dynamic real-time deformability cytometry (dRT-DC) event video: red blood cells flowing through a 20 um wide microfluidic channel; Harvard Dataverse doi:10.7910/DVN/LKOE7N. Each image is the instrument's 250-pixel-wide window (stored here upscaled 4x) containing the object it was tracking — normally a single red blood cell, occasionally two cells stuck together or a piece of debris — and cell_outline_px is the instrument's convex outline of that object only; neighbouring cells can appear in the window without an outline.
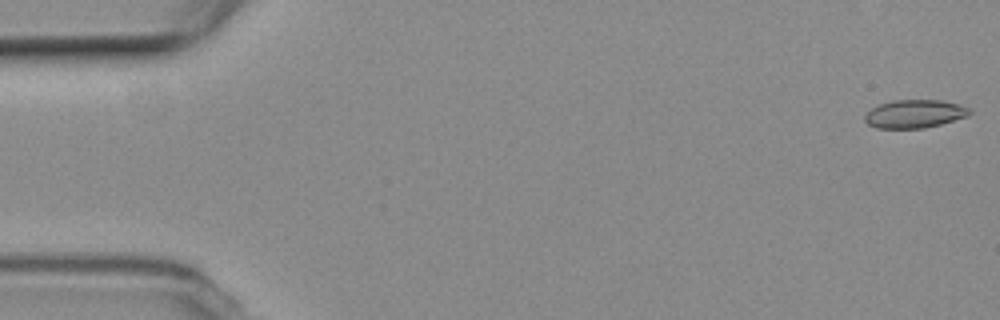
{"species": "common noctule bat (a hibernating species)", "species_latin": "Nyctalus noctula", "temperature_condition": "room temperature", "stored_images_in_passage": 58, "camera_frame_rate_fps": 3000, "um_per_image_px": 0.085, "animal": {"sex": "female", "body_mass_g": 19.3, "forearm_length_mm": 54.1}, "frame": {"image": 1, "passage_image": 1, "time_ms": 0.0, "image_size_px": [1000, 320], "cell_outline_px": [[972, 112], [968, 116], [940, 124], [924, 128], [876, 128], [868, 124], [864, 120], [864, 116], [872, 108], [880, 104], [892, 100], [944, 100], [972, 108]], "centroid_in_image_um": [77.77, 9.67], "position_along_channel_um": 7.2, "area_um2": 17.28}}
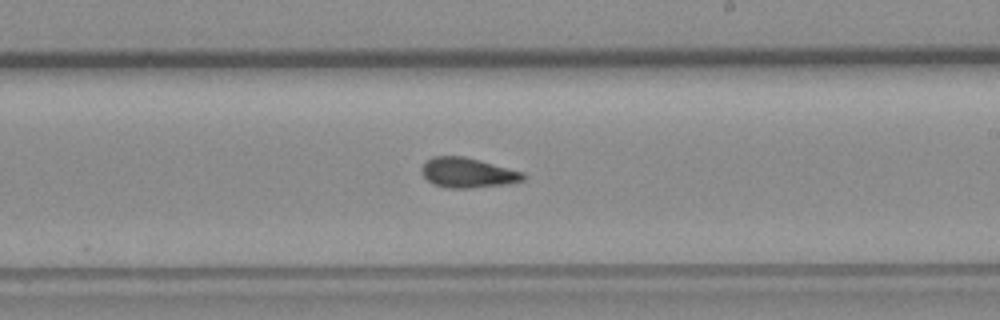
{"frame": {"image": 2, "passage_image": 34, "time_ms": 11.0, "image_size_px": [1000, 320], "cell_outline_px": [[528, 176], [524, 180], [508, 184], [472, 188], [448, 188], [432, 184], [420, 172], [420, 168], [432, 156], [464, 156], [480, 160], [524, 172]], "centroid_in_image_um": [39.77, 14.69], "position_along_channel_um": 249.2, "area_um2": 17.92}}
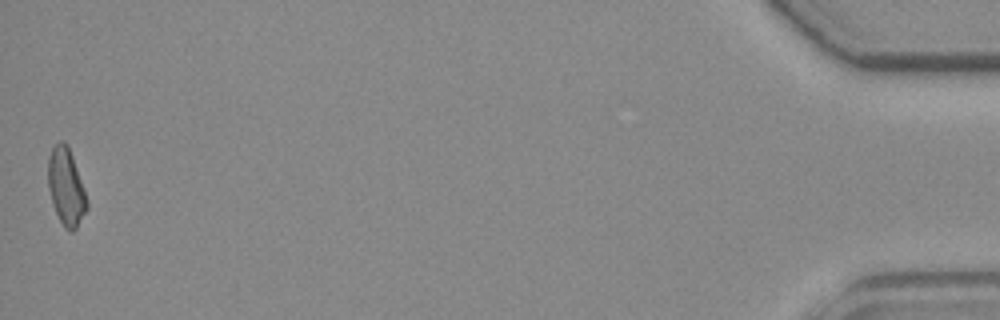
{"frame": {"image": 3, "passage_image": 58, "time_ms": 19.0, "image_size_px": [1000, 320], "cell_outline_px": [[88, 208], [76, 228], [72, 232], [68, 232], [64, 228], [52, 204], [48, 188], [48, 156], [52, 148], [60, 140], [64, 140], [72, 156], [88, 204]], "centroid_in_image_um": [5.59, 15.92], "position_along_channel_um": 429.6, "area_um2": 17.17}, "authors_computed_cell_mechanics": {"area_um2": 17.5712, "velocity_mm_per_s": 3.5455, "shape_relaxation_time_tau1_ms": null, "shape_relaxation_time_tau2_ms": 2.971, "deformation_change_tau1": null, "deformation_change_tau2": 0.1057}}